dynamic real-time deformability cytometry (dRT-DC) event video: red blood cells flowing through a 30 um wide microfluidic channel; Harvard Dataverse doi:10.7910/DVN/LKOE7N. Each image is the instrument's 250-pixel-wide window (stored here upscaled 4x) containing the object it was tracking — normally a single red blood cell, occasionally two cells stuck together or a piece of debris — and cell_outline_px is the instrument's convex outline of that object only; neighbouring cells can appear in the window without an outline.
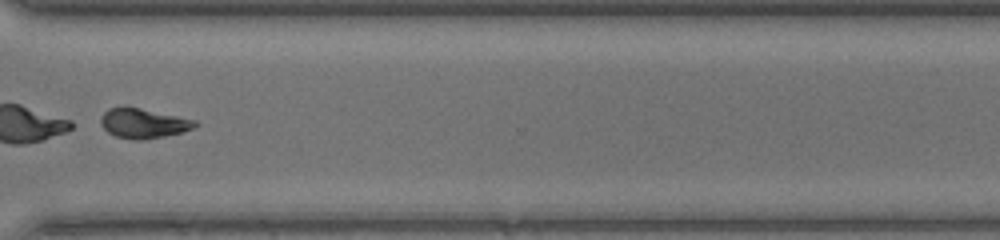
{"species": "common noctule bat (a hibernating species)", "species_latin": "Nyctalus noctula", "temperature_condition": "warm", "stored_images_in_passage": 42, "segment_of_instrument_passage": [2, 2], "camera_frame_rate_fps": 3000, "um_per_image_px": 0.085, "animal": {"sex": "female", "body_mass_g": 17.0, "forearm_length_mm": 48.0}, "frame": {"image": 1, "passage_image": 31, "time_ms": 10.0, "image_size_px": [1000, 240], "cell_outline_px": [[200, 124], [184, 132], [164, 136], [140, 140], [136, 140], [116, 136], [108, 132], [100, 124], [100, 116], [108, 108], [140, 108], [196, 120]], "centroid_in_image_um": [12.2, 10.49], "position_along_channel_um": 358.4, "area_um2": 16.13}}